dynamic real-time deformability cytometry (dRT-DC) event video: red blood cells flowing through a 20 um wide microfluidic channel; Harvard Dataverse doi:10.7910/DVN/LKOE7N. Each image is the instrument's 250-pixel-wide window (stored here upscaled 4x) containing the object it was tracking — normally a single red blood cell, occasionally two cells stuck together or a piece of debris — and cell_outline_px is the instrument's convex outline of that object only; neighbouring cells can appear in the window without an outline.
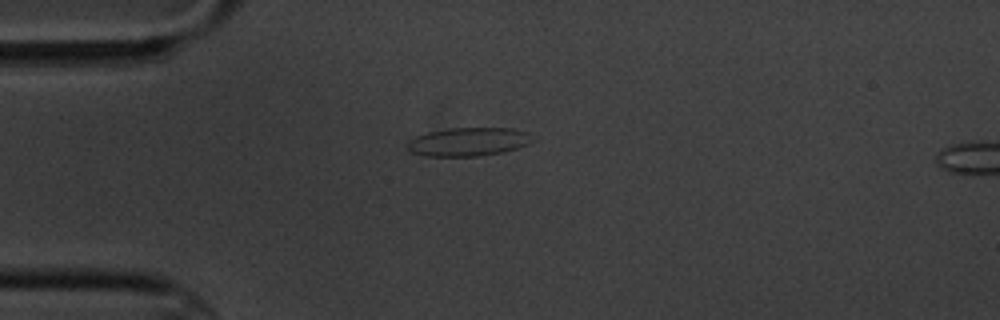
{"species": "common noctule bat (a hibernating species)", "species_latin": "Nyctalus noctula", "temperature_condition": "cold", "stored_images_in_passage": 12, "camera_frame_rate_fps": 3000, "um_per_image_px": 0.085, "animal": {"sex": "male", "body_mass_g": 20.1, "forearm_length_mm": 53.5}, "frame": {"image": 1, "passage_image": 1, "time_ms": 0.0, "image_size_px": [1000, 320], "cell_outline_px": [[532, 140], [528, 144], [504, 152], [476, 156], [424, 156], [412, 152], [408, 148], [408, 140], [416, 136], [428, 132], [448, 128], [512, 128], [528, 132]], "centroid_in_image_um": [39.79, 12.05], "position_along_channel_um": 45.2, "area_um2": 20.69}}
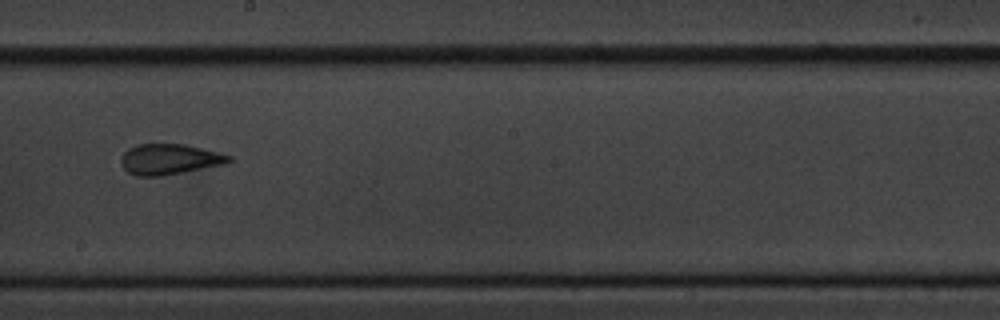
{"frame": {"image": 2, "passage_image": 6, "time_ms": 6.0, "image_size_px": [1000, 320], "cell_outline_px": [[232, 160], [224, 164], [160, 176], [136, 176], [128, 172], [120, 164], [120, 156], [128, 148], [136, 144], [184, 144], [232, 156]], "centroid_in_image_um": [14.33, 13.53], "position_along_channel_um": 233.9, "area_um2": 19.07}}
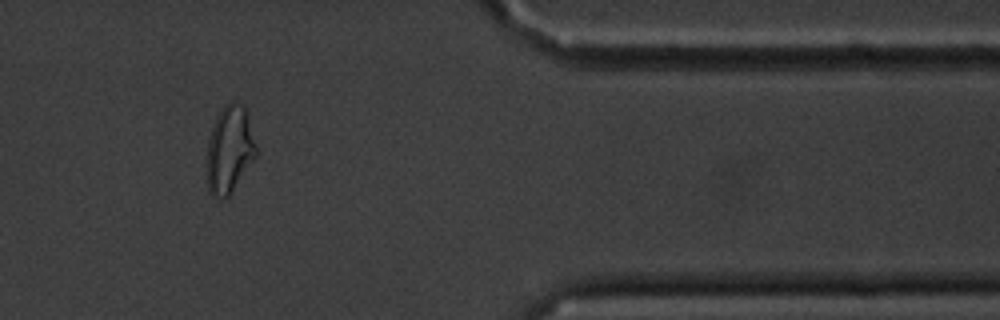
{"frame": {"image": 3, "passage_image": 10, "time_ms": 11.333, "image_size_px": [1000, 320], "cell_outline_px": [[256, 156], [232, 192], [224, 200], [220, 200], [212, 196], [208, 192], [208, 140], [216, 116], [224, 104], [232, 100], [244, 108], [256, 148]], "centroid_in_image_um": [19.48, 12.76], "position_along_channel_um": 391.9, "area_um2": 24.57}, "authors_computed_cell_mechanics": {"area_um2": 19.1896, "velocity_mm_per_s": 3.4133, "shape_relaxation_time_tau1_ms": 9.4801, "shape_relaxation_time_tau2_ms": 1.3037, "deformation_change_tau1": 0.2077, "deformation_change_tau2": 0.0797}}